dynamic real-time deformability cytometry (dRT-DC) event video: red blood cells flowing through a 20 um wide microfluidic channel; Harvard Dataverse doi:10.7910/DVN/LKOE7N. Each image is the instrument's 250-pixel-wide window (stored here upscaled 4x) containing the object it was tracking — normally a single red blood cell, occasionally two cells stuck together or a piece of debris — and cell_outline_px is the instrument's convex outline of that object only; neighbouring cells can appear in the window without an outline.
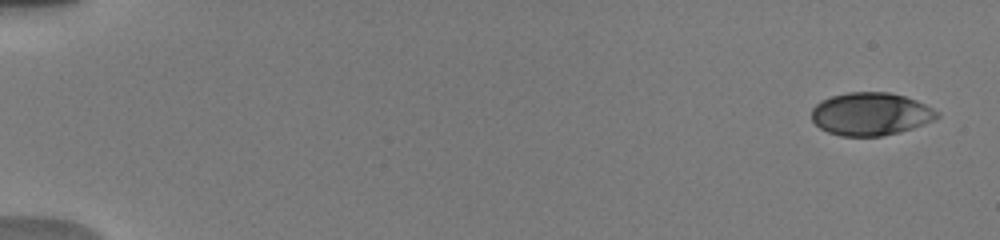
{"species": "human", "species_latin": "Homo sapiens", "temperature_condition": "warm", "stored_images_in_passage": 11, "camera_frame_rate_fps": 3000, "um_per_image_px": 0.085, "donor": {"sex": "male"}, "frame": {"image": 1, "passage_image": 1, "time_ms": 0.0, "image_size_px": [1000, 240], "cell_outline_px": [[940, 116], [924, 124], [900, 132], [880, 136], [840, 136], [828, 132], [820, 128], [812, 120], [812, 108], [820, 100], [832, 96], [848, 92], [888, 92], [904, 96], [916, 100], [940, 112]], "centroid_in_image_um": [74.0, 9.69], "position_along_channel_um": 11.0, "area_um2": 31.33}}
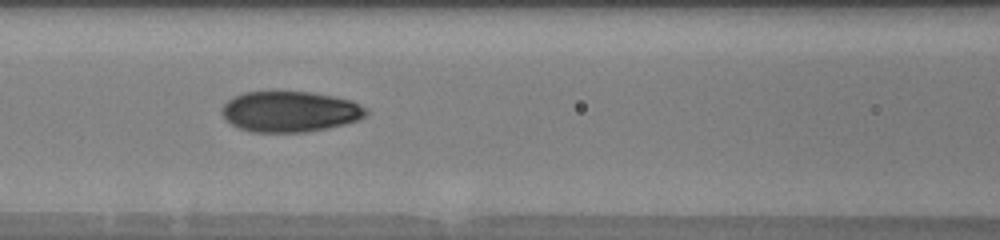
{"frame": {"image": 2, "passage_image": 9, "time_ms": 7.667, "image_size_px": [1000, 240], "cell_outline_px": [[368, 112], [360, 120], [328, 128], [308, 132], [248, 132], [224, 120], [220, 112], [220, 108], [228, 100], [244, 92], [312, 92], [352, 100], [368, 108]], "centroid_in_image_um": [24.65, 9.49], "position_along_channel_um": 142.0, "area_um2": 34.51}}
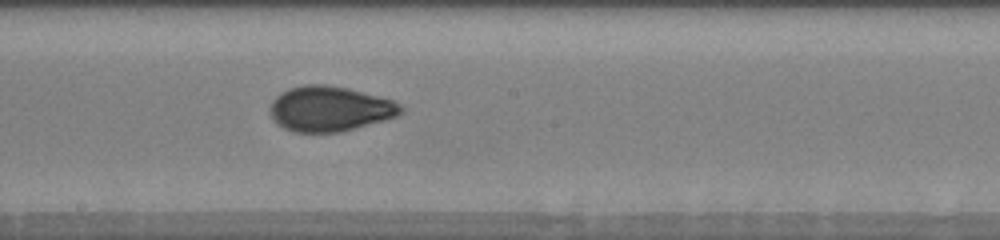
{"frame": {"image": 3, "passage_image": 11, "time_ms": 9.667, "image_size_px": [1000, 240], "cell_outline_px": [[404, 112], [396, 116], [384, 120], [340, 132], [292, 132], [276, 124], [272, 120], [268, 112], [268, 108], [272, 100], [280, 92], [288, 88], [304, 84], [324, 84], [348, 88], [392, 100], [400, 104], [404, 108]], "centroid_in_image_um": [27.97, 9.24], "position_along_channel_um": 220.2, "area_um2": 34.74}}